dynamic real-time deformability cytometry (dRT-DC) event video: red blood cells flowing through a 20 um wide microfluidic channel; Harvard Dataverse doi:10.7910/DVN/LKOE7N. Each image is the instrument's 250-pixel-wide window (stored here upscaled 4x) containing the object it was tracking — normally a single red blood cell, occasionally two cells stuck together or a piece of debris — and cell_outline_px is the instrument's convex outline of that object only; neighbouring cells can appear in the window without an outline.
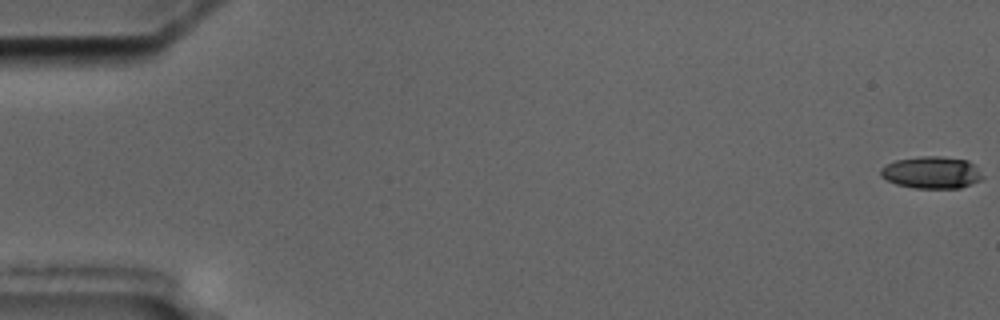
{"species": "common noctule bat (a hibernating species)", "species_latin": "Nyctalus noctula", "temperature_condition": "cold", "stored_images_in_passage": 5, "camera_frame_rate_fps": 3000, "um_per_image_px": 0.085, "animal": {"sex": "male", "body_mass_g": 17.5, "forearm_length_mm": 52.3}, "frame": {"image": 1, "passage_image": 1, "time_ms": 0.0, "image_size_px": [1000, 320], "cell_outline_px": [[984, 176], [980, 180], [972, 184], [960, 188], [916, 188], [896, 184], [880, 176], [880, 168], [896, 160], [920, 156], [944, 156], [968, 160]], "centroid_in_image_um": [79.19, 14.66], "position_along_channel_um": 5.8, "area_um2": 19.02}}